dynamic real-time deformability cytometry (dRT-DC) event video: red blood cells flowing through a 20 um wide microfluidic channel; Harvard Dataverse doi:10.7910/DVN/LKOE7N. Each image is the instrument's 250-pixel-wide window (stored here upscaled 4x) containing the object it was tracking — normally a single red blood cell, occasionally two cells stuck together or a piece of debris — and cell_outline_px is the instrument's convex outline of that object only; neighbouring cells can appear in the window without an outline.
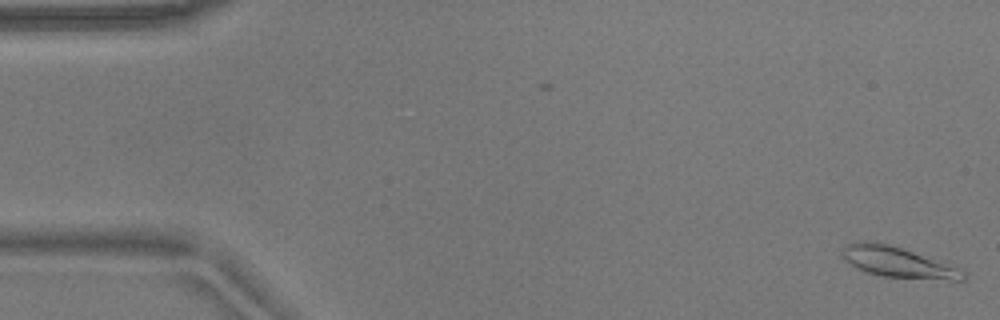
{"species": "common noctule bat (a hibernating species)", "species_latin": "Nyctalus noctula", "temperature_condition": "warm", "stored_images_in_passage": 6, "camera_frame_rate_fps": 3000, "um_per_image_px": 0.085, "animal": {"sex": "male", "body_mass_g": 17.9}, "frame": {"image": 1, "passage_image": 6, "time_ms": 1.667, "image_size_px": [1000, 320], "cell_outline_px": [[968, 276], [964, 280], [952, 280], [884, 276], [864, 272], [856, 268], [844, 260], [840, 252], [840, 248], [856, 240], [868, 240], [888, 244], [912, 252], [956, 268], [964, 272]], "centroid_in_image_um": [76.17, 22.27], "position_along_channel_um": 8.8, "area_um2": 21.21}}